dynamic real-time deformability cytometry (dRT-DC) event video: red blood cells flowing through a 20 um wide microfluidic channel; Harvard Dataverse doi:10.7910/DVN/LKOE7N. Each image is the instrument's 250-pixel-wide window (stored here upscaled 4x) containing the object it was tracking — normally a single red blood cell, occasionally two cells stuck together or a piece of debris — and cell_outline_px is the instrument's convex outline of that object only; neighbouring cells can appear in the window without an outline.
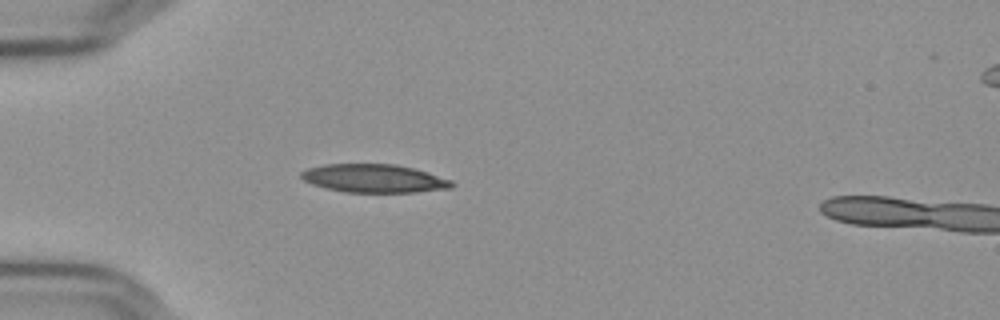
{"species": "Egyptian fruit bat (a non-hibernating species)", "species_latin": "Rousettus aegyptiacus", "temperature_condition": "cold", "stored_images_in_passage": 3, "camera_frame_rate_fps": 3000, "um_per_image_px": 0.085, "frame": {"image": 1, "passage_image": 3, "time_ms": 0.667, "image_size_px": [1000, 320], "cell_outline_px": [[456, 184], [452, 188], [416, 192], [344, 192], [324, 188], [312, 184], [304, 180], [300, 176], [300, 172], [308, 168], [324, 164], [396, 164], [428, 172], [452, 180]], "centroid_in_image_um": [31.8, 15.16], "position_along_channel_um": 53.2, "area_um2": 24.97}}